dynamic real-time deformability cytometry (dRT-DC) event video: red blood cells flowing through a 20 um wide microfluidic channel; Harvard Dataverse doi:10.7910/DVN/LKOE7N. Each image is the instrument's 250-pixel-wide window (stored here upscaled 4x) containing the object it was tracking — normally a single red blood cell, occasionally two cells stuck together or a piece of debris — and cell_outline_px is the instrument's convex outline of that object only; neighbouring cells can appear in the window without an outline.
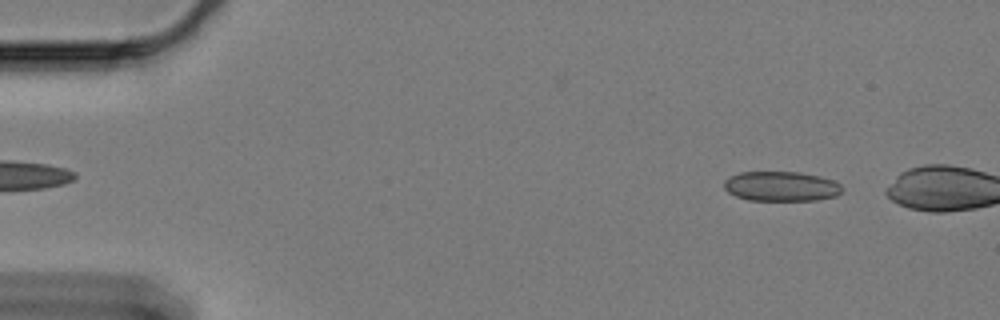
{"species": "Egyptian fruit bat (a non-hibernating species)", "species_latin": "Rousettus aegyptiacus", "temperature_condition": "cold", "stored_images_in_passage": 53, "camera_frame_rate_fps": 3000, "um_per_image_px": 0.085, "animal": {"sex": "female"}, "frame": {"image": 1, "passage_image": 6, "time_ms": 1.667, "image_size_px": [1000, 320], "cell_outline_px": [[844, 188], [836, 196], [816, 200], [748, 200], [736, 196], [728, 192], [724, 188], [724, 180], [728, 176], [740, 172], [800, 172], [820, 176], [832, 180], [840, 184]], "centroid_in_image_um": [66.38, 15.83], "position_along_channel_um": 18.6, "area_um2": 20.58}}
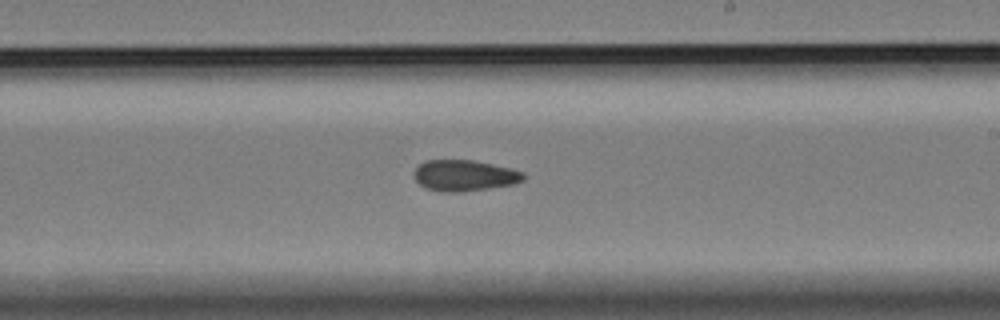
{"frame": {"image": 2, "passage_image": 35, "time_ms": 11.333, "image_size_px": [1000, 320], "cell_outline_px": [[524, 180], [512, 184], [488, 188], [460, 192], [440, 192], [424, 188], [416, 180], [416, 168], [424, 160], [472, 160], [512, 168], [524, 172]], "centroid_in_image_um": [39.48, 14.92], "position_along_channel_um": 249.5, "area_um2": 19.71}}
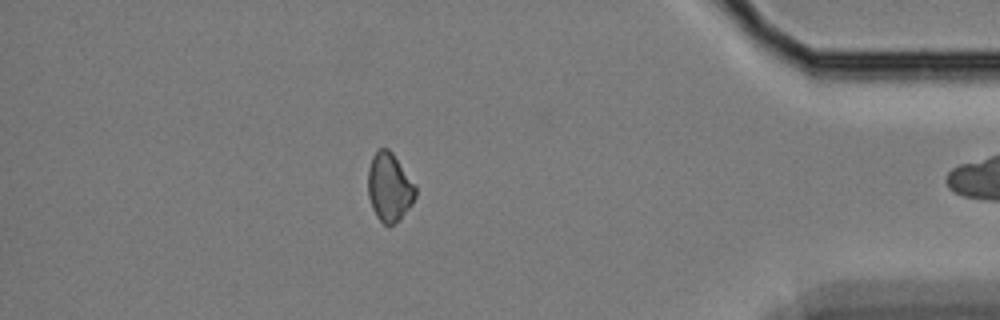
{"frame": {"image": 3, "passage_image": 52, "time_ms": 17.0, "image_size_px": [1000, 320], "cell_outline_px": [[416, 196], [412, 204], [400, 220], [388, 228], [376, 216], [372, 208], [368, 196], [368, 168], [372, 156], [380, 148], [388, 148], [392, 152], [416, 188]], "centroid_in_image_um": [33.08, 15.95], "position_along_channel_um": 402.1, "area_um2": 18.96}}